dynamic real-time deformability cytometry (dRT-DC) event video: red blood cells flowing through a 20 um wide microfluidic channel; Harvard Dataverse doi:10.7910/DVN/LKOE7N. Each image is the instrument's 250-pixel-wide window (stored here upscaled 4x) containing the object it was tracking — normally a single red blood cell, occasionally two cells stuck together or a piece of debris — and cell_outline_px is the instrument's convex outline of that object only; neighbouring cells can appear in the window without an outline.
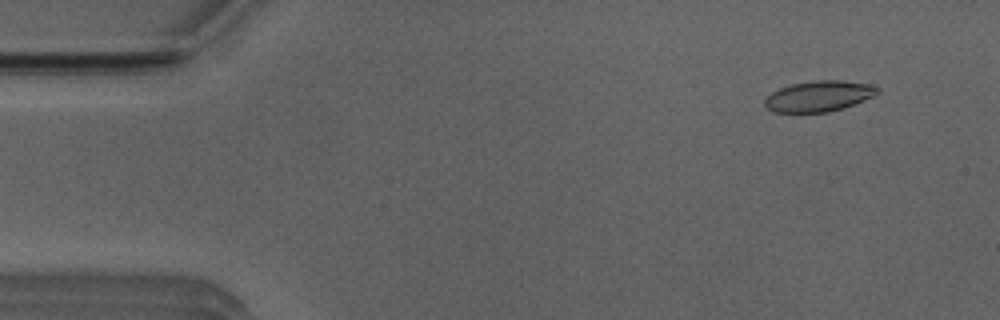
{"species": "Egyptian fruit bat (a non-hibernating species)", "species_latin": "Rousettus aegyptiacus", "temperature_condition": "room temperature", "stored_images_in_passage": 51, "camera_frame_rate_fps": 3000, "um_per_image_px": 0.085, "animal": {"sex": "male"}, "frame": {"image": 1, "passage_image": 4, "time_ms": 1.0, "image_size_px": [1000, 320], "cell_outline_px": [[880, 92], [864, 100], [844, 108], [828, 112], [772, 112], [764, 104], [764, 100], [772, 92], [780, 88], [792, 84], [816, 80], [840, 80], [868, 84], [880, 88]], "centroid_in_image_um": [69.61, 8.18], "position_along_channel_um": 15.4, "area_um2": 20.06}}
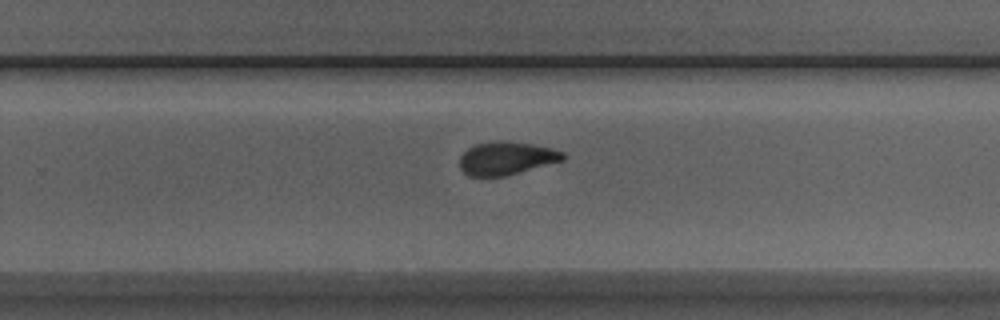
{"frame": {"image": 2, "passage_image": 32, "time_ms": 10.333, "image_size_px": [1000, 320], "cell_outline_px": [[568, 156], [564, 160], [504, 176], [468, 176], [460, 168], [460, 156], [468, 148], [476, 144], [492, 140], [500, 140], [532, 144], [552, 148], [564, 152]], "centroid_in_image_um": [43.05, 13.44], "position_along_channel_um": 286.7, "area_um2": 20.0}}
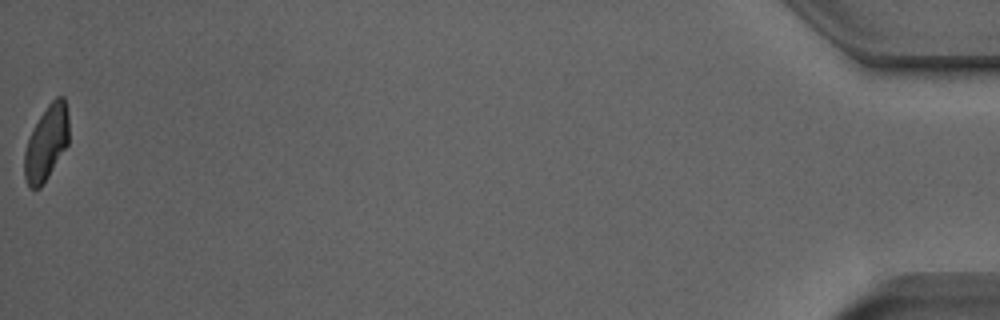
{"frame": {"image": 3, "passage_image": 51, "time_ms": 16.667, "image_size_px": [1000, 320], "cell_outline_px": [[68, 144], [48, 176], [40, 188], [28, 188], [24, 176], [24, 152], [28, 140], [40, 116], [48, 104], [56, 96], [64, 96], [68, 112]], "centroid_in_image_um": [3.95, 12.14], "position_along_channel_um": 431.3, "area_um2": 19.19}, "authors_computed_cell_mechanics": {"area_um2": 20.1722, "velocity_mm_per_s": 3.9723, "shape_relaxation_time_tau1_ms": 3.9967, "shape_relaxation_time_tau2_ms": 1.7105, "deformation_change_tau1": 0.1318, "deformation_change_tau2": 0.0797}}